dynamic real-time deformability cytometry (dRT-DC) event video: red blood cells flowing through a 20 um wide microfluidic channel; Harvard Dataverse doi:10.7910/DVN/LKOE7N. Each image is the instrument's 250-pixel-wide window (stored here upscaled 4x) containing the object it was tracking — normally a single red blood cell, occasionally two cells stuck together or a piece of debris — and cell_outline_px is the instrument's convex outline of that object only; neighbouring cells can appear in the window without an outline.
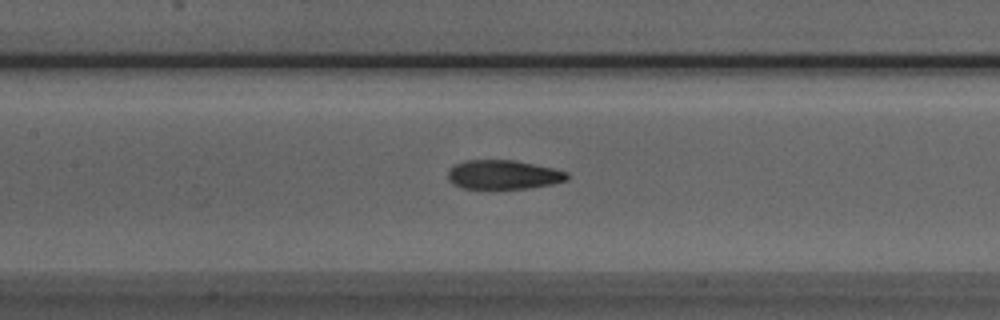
{"species": "Egyptian fruit bat (a non-hibernating species)", "species_latin": "Rousettus aegyptiacus", "temperature_condition": "room temperature", "stored_images_in_passage": 44, "camera_frame_rate_fps": 3000, "um_per_image_px": 0.085, "animal": {"sex": "male"}, "frame": {"image": 1, "passage_image": 19, "time_ms": 6.0, "image_size_px": [1000, 320], "cell_outline_px": [[568, 180], [552, 184], [528, 188], [460, 188], [452, 184], [448, 180], [448, 168], [452, 164], [464, 160], [516, 160], [552, 168], [568, 172]], "centroid_in_image_um": [42.73, 14.84], "position_along_channel_um": 164.7, "area_um2": 20.4}}
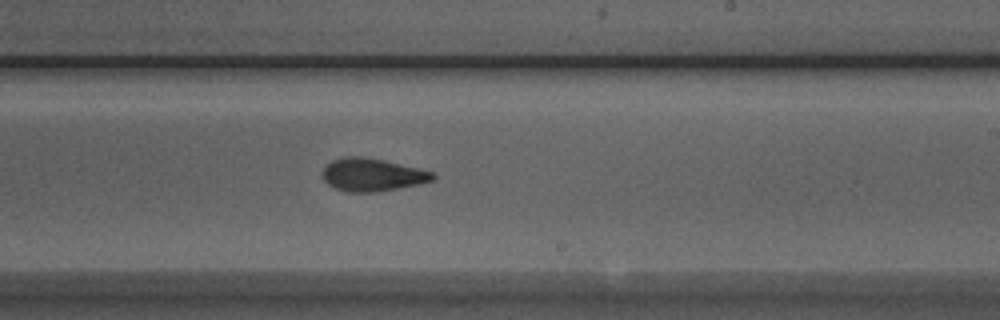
{"frame": {"image": 2, "passage_image": 26, "time_ms": 8.333, "image_size_px": [1000, 320], "cell_outline_px": [[436, 176], [432, 180], [420, 184], [376, 192], [348, 192], [336, 188], [328, 184], [320, 176], [320, 172], [324, 164], [332, 160], [344, 156], [360, 156], [384, 160], [432, 172]], "centroid_in_image_um": [31.55, 14.85], "position_along_channel_um": 257.4, "area_um2": 21.21}}
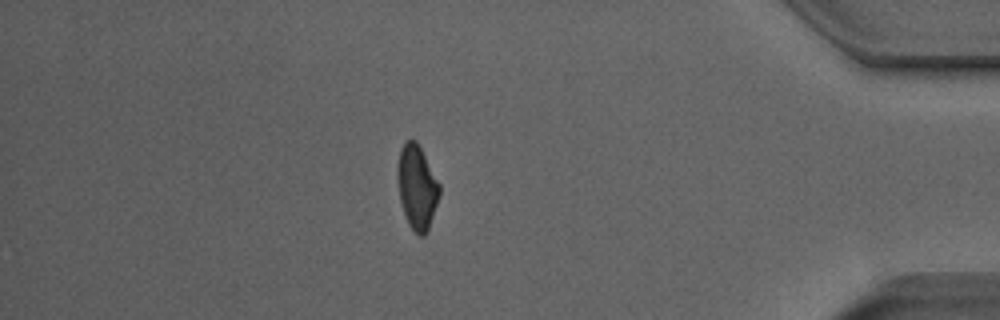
{"frame": {"image": 3, "passage_image": 40, "time_ms": 13.0, "image_size_px": [1000, 320], "cell_outline_px": [[440, 192], [428, 228], [424, 236], [420, 236], [408, 224], [400, 204], [396, 176], [396, 164], [400, 148], [404, 140], [416, 140], [440, 184]], "centroid_in_image_um": [35.39, 15.86], "position_along_channel_um": 399.8, "area_um2": 20.63}}